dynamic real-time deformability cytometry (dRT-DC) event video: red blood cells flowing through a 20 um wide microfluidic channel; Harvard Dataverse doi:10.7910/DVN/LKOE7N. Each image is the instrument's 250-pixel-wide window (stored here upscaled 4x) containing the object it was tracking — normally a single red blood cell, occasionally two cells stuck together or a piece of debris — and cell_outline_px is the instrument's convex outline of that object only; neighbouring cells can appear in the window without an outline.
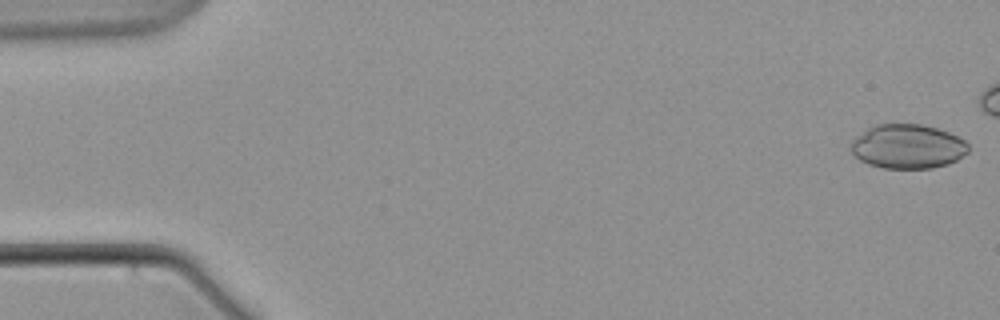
{"species": "common noctule bat (a hibernating species)", "species_latin": "Nyctalus noctula", "temperature_condition": "warm", "stored_images_in_passage": 5, "camera_frame_rate_fps": 3000, "um_per_image_px": 0.085, "animal": {"sex": "male", "body_mass_g": 21.5, "forearm_length_mm": 52.0}, "frame": {"image": 1, "passage_image": 1, "time_ms": 0.0, "image_size_px": [1000, 320], "cell_outline_px": [[968, 152], [956, 160], [948, 164], [932, 168], [884, 168], [868, 164], [860, 160], [848, 148], [852, 140], [856, 136], [868, 128], [876, 124], [920, 124], [936, 128], [948, 132], [964, 140], [968, 144]], "centroid_in_image_um": [77.13, 12.45], "position_along_channel_um": 7.9, "area_um2": 30.29}}